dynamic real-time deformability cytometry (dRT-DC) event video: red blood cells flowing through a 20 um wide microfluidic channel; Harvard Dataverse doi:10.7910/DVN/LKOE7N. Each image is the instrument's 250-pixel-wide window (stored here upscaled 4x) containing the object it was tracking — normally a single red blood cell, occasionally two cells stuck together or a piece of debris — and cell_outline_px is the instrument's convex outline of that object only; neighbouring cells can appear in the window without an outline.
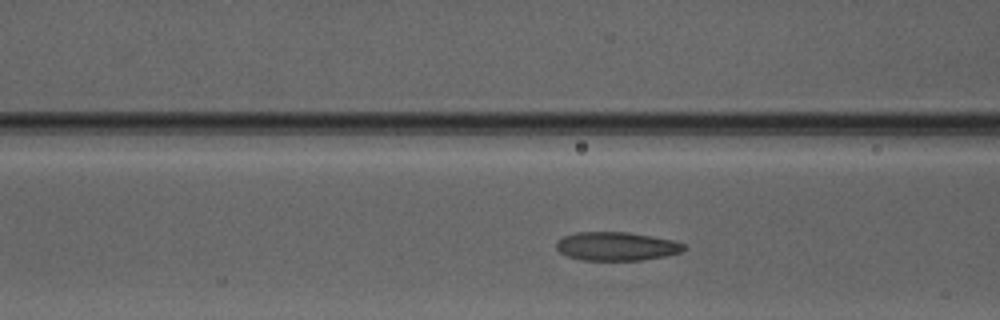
{"species": "Egyptian fruit bat (a non-hibernating species)", "species_latin": "Rousettus aegyptiacus", "temperature_condition": "warm", "stored_images_in_passage": 31, "camera_frame_rate_fps": 3000, "um_per_image_px": 0.085, "animal": {"sex": "male"}, "frame": {"image": 1, "passage_image": 11, "time_ms": 3.333, "image_size_px": [1000, 320], "cell_outline_px": [[688, 248], [680, 252], [664, 256], [640, 260], [580, 260], [568, 256], [560, 252], [556, 248], [556, 240], [564, 236], [576, 232], [628, 232], [652, 236], [672, 240], [684, 244]], "centroid_in_image_um": [52.38, 20.93], "position_along_channel_um": 114.2, "area_um2": 21.27}}
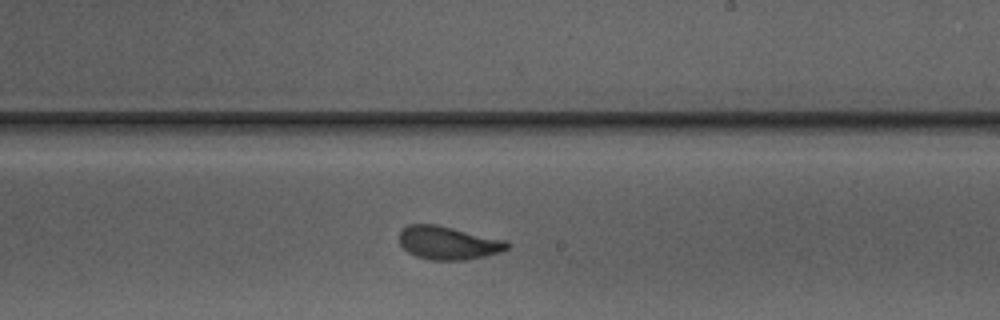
{"frame": {"image": 2, "passage_image": 21, "time_ms": 6.667, "image_size_px": [1000, 320], "cell_outline_px": [[512, 244], [508, 248], [500, 252], [484, 256], [464, 260], [432, 260], [416, 256], [408, 252], [400, 244], [400, 232], [408, 224], [436, 224], [508, 240]], "centroid_in_image_um": [38.14, 20.64], "position_along_channel_um": 250.9, "area_um2": 20.98}}
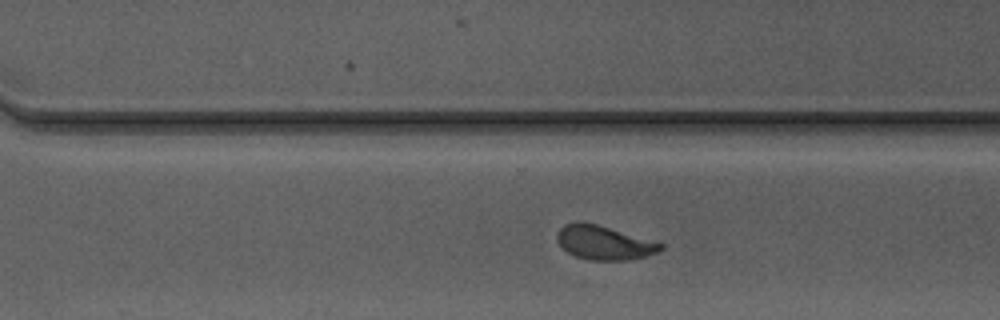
{"frame": {"image": 3, "passage_image": 26, "time_ms": 8.333, "image_size_px": [1000, 320], "cell_outline_px": [[664, 248], [656, 252], [644, 256], [628, 260], [588, 260], [576, 256], [568, 252], [556, 240], [556, 232], [564, 224], [596, 224], [664, 244]], "centroid_in_image_um": [51.33, 20.65], "position_along_channel_um": 319.3, "area_um2": 19.88}, "authors_computed_cell_mechanics": {"area_um2": 21.1548, "velocity_mm_per_s": 4.1051, "shape_relaxation_time_tau1_ms": 3.4489, "shape_relaxation_time_tau2_ms": 0.7857, "deformation_change_tau1": 0.1447, "deformation_change_tau2": 0.06}}